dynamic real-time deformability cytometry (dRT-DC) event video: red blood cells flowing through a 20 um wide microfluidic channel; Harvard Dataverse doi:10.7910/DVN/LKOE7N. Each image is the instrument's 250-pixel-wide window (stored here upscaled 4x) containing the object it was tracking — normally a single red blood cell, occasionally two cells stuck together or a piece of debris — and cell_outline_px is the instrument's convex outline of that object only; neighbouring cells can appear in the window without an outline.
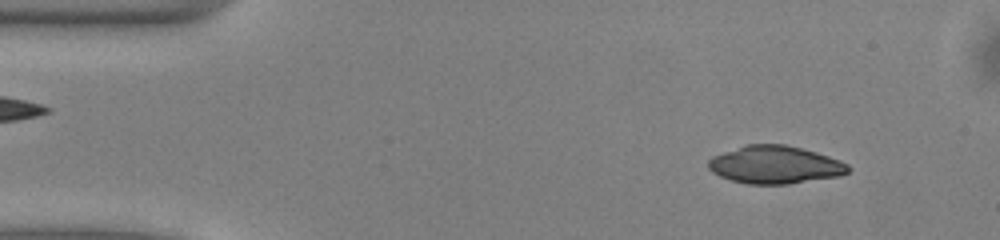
{"species": "common noctule bat (a hibernating species)", "species_latin": "Nyctalus noctula", "temperature_condition": "warm", "stored_images_in_passage": 48, "camera_frame_rate_fps": 3000, "um_per_image_px": 0.085, "animal": {"sex": "male", "body_mass_g": 13.0, "forearm_length_mm": 53.1}, "frame": {"image": 1, "passage_image": 4, "time_ms": 1.0, "image_size_px": [1000, 240], "cell_outline_px": [[852, 168], [848, 172], [840, 176], [788, 184], [748, 184], [732, 180], [720, 176], [712, 172], [708, 168], [708, 160], [712, 156], [744, 144], [784, 144], [816, 152], [840, 160], [848, 164]], "centroid_in_image_um": [65.87, 14.0], "position_along_channel_um": 19.1, "area_um2": 30.92}}